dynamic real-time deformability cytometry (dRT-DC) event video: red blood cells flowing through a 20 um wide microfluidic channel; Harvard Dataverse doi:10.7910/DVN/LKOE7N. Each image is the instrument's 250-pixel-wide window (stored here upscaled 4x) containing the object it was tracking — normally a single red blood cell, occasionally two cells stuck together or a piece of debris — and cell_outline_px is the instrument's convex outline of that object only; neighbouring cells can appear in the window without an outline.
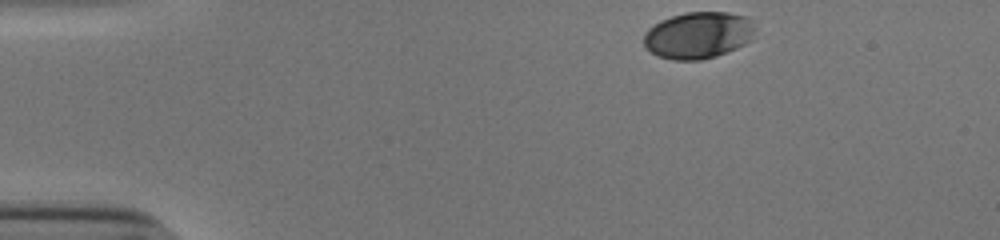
{"species": "human", "species_latin": "Homo sapiens", "temperature_condition": "cold", "stored_images_in_passage": 36, "camera_frame_rate_fps": 3000, "um_per_image_px": 0.085, "donor": {"sex": "male"}, "frame": {"image": 1, "passage_image": 1, "time_ms": 0.0, "image_size_px": [1000, 240], "cell_outline_px": [[756, 28], [752, 40], [736, 48], [716, 56], [700, 60], [672, 60], [660, 56], [652, 52], [644, 44], [644, 32], [648, 28], [660, 20], [684, 12], [728, 12], [748, 16], [752, 20]], "centroid_in_image_um": [59.39, 2.97], "position_along_channel_um": 25.6, "area_um2": 30.58}}
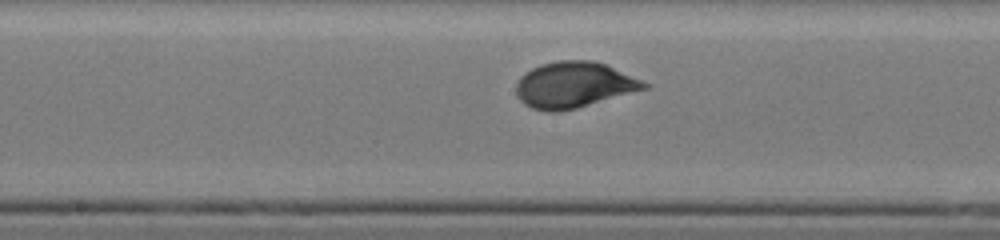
{"frame": {"image": 2, "passage_image": 21, "time_ms": 6.667, "image_size_px": [1000, 240], "cell_outline_px": [[648, 88], [576, 108], [560, 112], [548, 112], [532, 108], [524, 104], [520, 100], [516, 92], [516, 84], [520, 76], [524, 72], [540, 64], [556, 60], [592, 60], [604, 64], [640, 80], [648, 84]], "centroid_in_image_um": [48.71, 7.22], "position_along_channel_um": 199.5, "area_um2": 34.04}}
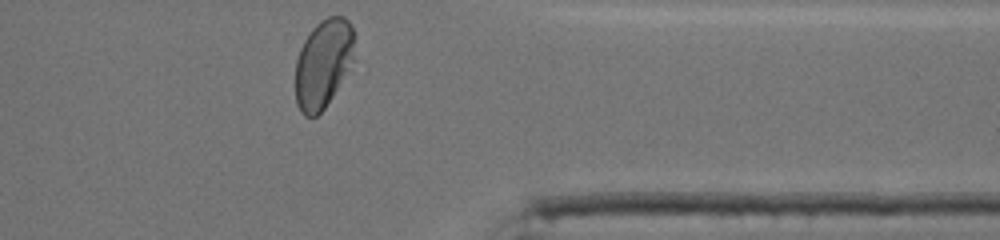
{"frame": {"image": 3, "passage_image": 36, "time_ms": 11.667, "image_size_px": [1000, 240], "cell_outline_px": [[356, 60], [324, 108], [316, 116], [304, 116], [300, 112], [296, 104], [296, 60], [300, 48], [304, 40], [312, 28], [320, 20], [328, 16], [344, 16], [352, 24]], "centroid_in_image_um": [27.5, 5.38], "position_along_channel_um": 383.9, "area_um2": 30.92}, "authors_computed_cell_mechanics": {"area_um2": 32.946, "velocity_mm_per_s": 3.8623, "shape_relaxation_time_tau1_ms": 2.8972, "shape_relaxation_time_tau2_ms": null, "deformation_change_tau1": 0.1285, "deformation_change_tau2": null}}